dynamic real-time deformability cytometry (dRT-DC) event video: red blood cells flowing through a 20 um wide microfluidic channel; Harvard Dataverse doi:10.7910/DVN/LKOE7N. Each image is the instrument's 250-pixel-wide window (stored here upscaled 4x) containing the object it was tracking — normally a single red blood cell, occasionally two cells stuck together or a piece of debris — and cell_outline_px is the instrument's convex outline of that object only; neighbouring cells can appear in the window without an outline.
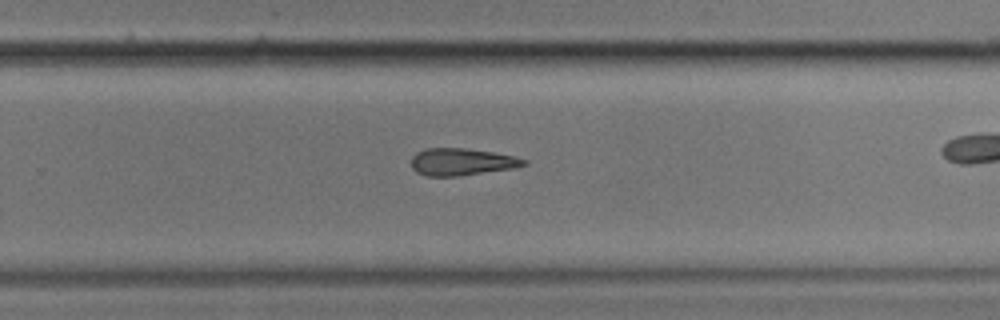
{"species": "common noctule bat (a hibernating species)", "species_latin": "Nyctalus noctula", "temperature_condition": "cold", "stored_images_in_passage": 30, "camera_frame_rate_fps": 3000, "um_per_image_px": 0.085, "animal": {"sex": "male", "body_mass_g": 17.9}, "frame": {"image": 1, "passage_image": 22, "time_ms": 7.0, "image_size_px": [1000, 320], "cell_outline_px": [[528, 164], [516, 168], [456, 176], [428, 176], [416, 172], [412, 168], [412, 156], [416, 152], [424, 148], [464, 148], [492, 152], [516, 156], [528, 160]], "centroid_in_image_um": [39.27, 13.75], "position_along_channel_um": 290.5, "area_um2": 17.92}}